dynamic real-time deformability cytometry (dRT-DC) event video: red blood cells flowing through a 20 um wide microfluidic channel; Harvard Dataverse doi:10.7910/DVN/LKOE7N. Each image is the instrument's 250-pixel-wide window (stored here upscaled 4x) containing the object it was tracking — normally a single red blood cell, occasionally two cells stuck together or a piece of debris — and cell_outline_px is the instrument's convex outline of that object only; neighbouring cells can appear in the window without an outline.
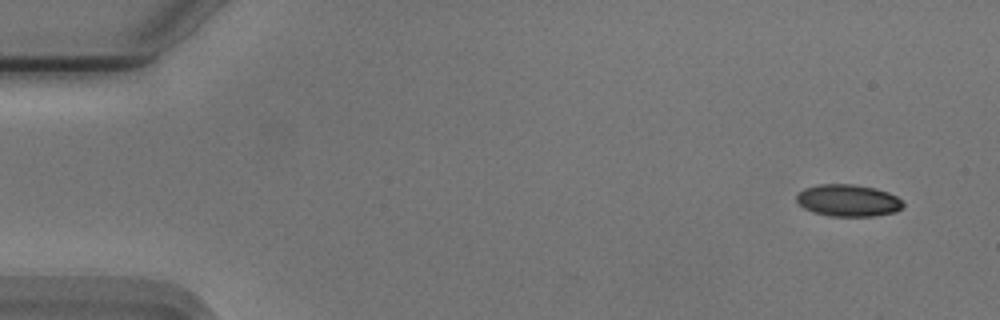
{"species": "Egyptian fruit bat (a non-hibernating species)", "species_latin": "Rousettus aegyptiacus", "temperature_condition": "cold", "stored_images_in_passage": 52, "camera_frame_rate_fps": 3000, "um_per_image_px": 0.085, "animal": {"sex": "male"}, "frame": {"image": 1, "passage_image": 1, "time_ms": 0.0, "image_size_px": [1000, 320], "cell_outline_px": [[904, 204], [896, 212], [872, 216], [828, 216], [804, 208], [796, 200], [796, 196], [804, 188], [820, 184], [852, 184], [876, 188], [888, 192], [896, 196]], "centroid_in_image_um": [72.09, 17.03], "position_along_channel_um": 12.9, "area_um2": 19.71}}
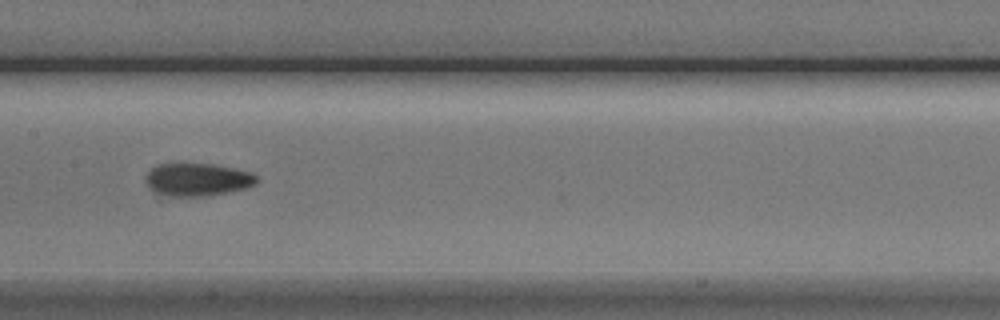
{"frame": {"image": 2, "passage_image": 25, "time_ms": 8.0, "image_size_px": [1000, 320], "cell_outline_px": [[256, 184], [248, 188], [200, 196], [168, 196], [152, 192], [148, 188], [144, 180], [144, 176], [156, 164], [180, 160], [216, 164], [236, 168], [252, 172], [256, 176]], "centroid_in_image_um": [16.7, 15.2], "position_along_channel_um": 190.7, "area_um2": 22.25}}
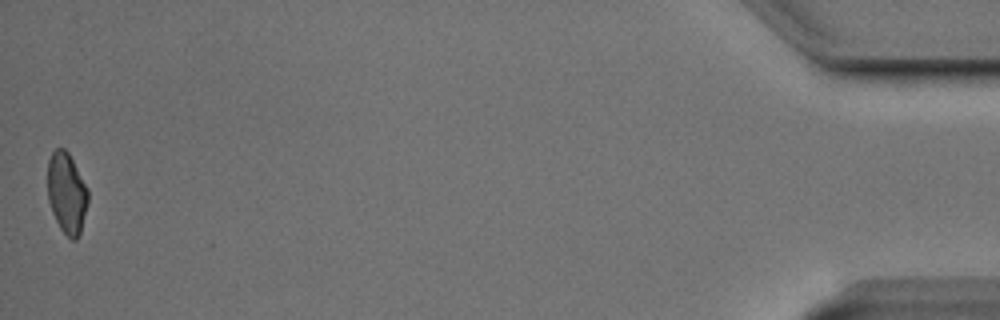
{"frame": {"image": 3, "passage_image": 52, "time_ms": 17.0, "image_size_px": [1000, 320], "cell_outline_px": [[88, 204], [80, 236], [76, 240], [72, 240], [60, 228], [52, 212], [48, 200], [48, 160], [52, 152], [56, 148], [64, 148], [68, 152], [88, 188]], "centroid_in_image_um": [5.69, 16.43], "position_along_channel_um": 429.5, "area_um2": 19.19}, "authors_computed_cell_mechanics": {"area_um2": 20.4034, "velocity_mm_per_s": 3.7345, "shape_relaxation_time_tau1_ms": 5.5661, "shape_relaxation_time_tau2_ms": 3.3862, "deformation_change_tau1": 0.1092, "deformation_change_tau2": 0.0885}}